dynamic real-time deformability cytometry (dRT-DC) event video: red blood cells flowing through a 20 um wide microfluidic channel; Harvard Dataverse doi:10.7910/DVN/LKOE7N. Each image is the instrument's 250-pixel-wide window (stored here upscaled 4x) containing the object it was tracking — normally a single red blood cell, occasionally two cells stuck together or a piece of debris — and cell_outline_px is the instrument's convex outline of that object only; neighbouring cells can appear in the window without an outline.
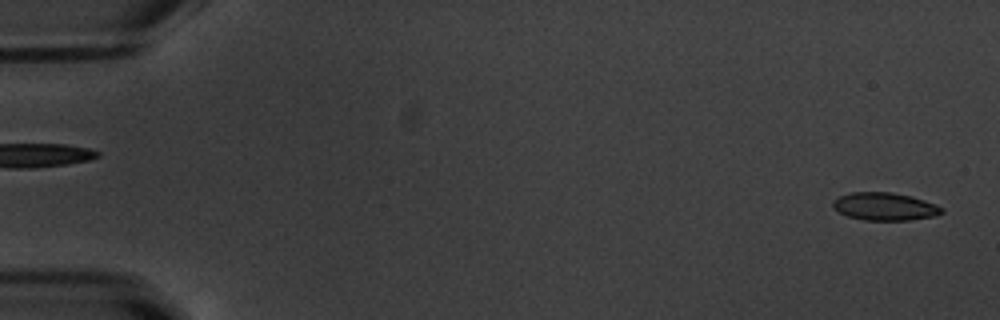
{"species": "common noctule bat (a hibernating species)", "species_latin": "Nyctalus noctula", "temperature_condition": "warm", "stored_images_in_passage": 53, "camera_frame_rate_fps": 3000, "um_per_image_px": 0.085, "animal": {"sex": "male", "body_mass_g": 20.1, "forearm_length_mm": 53.5}, "frame": {"image": 1, "passage_image": 1, "time_ms": 0.0, "image_size_px": [1000, 320], "cell_outline_px": [[944, 212], [936, 216], [908, 220], [864, 220], [848, 216], [840, 212], [832, 204], [832, 200], [840, 196], [852, 192], [892, 192], [912, 196], [936, 204], [944, 208]], "centroid_in_image_um": [75.25, 17.55], "position_along_channel_um": 9.8, "area_um2": 17.63}}
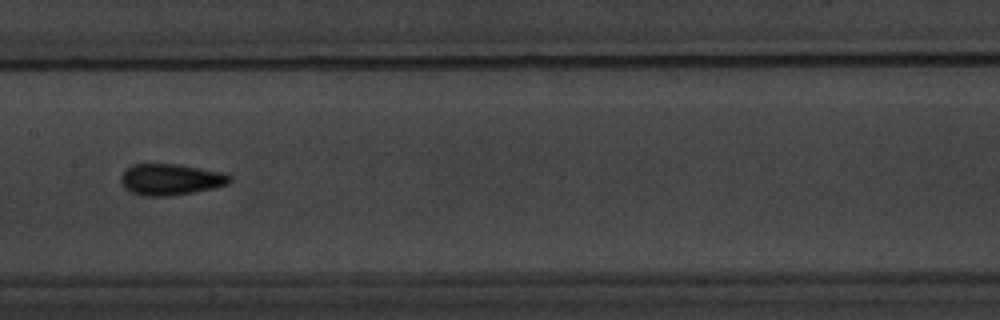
{"frame": {"image": 2, "passage_image": 27, "time_ms": 8.667, "image_size_px": [1000, 320], "cell_outline_px": [[232, 180], [228, 184], [212, 188], [192, 192], [168, 196], [144, 196], [132, 192], [124, 188], [120, 180], [120, 176], [132, 164], [180, 164], [220, 172], [232, 176]], "centroid_in_image_um": [14.49, 15.25], "position_along_channel_um": 192.9, "area_um2": 19.71}}
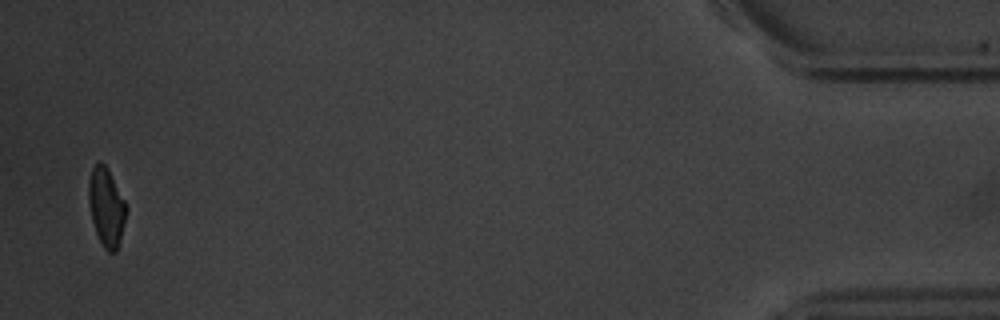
{"frame": {"image": 3, "passage_image": 52, "time_ms": 17.0, "image_size_px": [1000, 320], "cell_outline_px": [[128, 208], [120, 240], [116, 252], [108, 252], [104, 248], [96, 232], [92, 220], [88, 200], [88, 180], [92, 168], [100, 160], [108, 168]], "centroid_in_image_um": [9.04, 17.58], "position_along_channel_um": 426.2, "area_um2": 17.17}, "authors_computed_cell_mechanics": {"area_um2": 18.1492, "velocity_mm_per_s": 3.7849, "shape_relaxation_time_tau1_ms": 4.1269, "shape_relaxation_time_tau2_ms": 1.1233, "deformation_change_tau1": 0.143, "deformation_change_tau2": 0.0835}}